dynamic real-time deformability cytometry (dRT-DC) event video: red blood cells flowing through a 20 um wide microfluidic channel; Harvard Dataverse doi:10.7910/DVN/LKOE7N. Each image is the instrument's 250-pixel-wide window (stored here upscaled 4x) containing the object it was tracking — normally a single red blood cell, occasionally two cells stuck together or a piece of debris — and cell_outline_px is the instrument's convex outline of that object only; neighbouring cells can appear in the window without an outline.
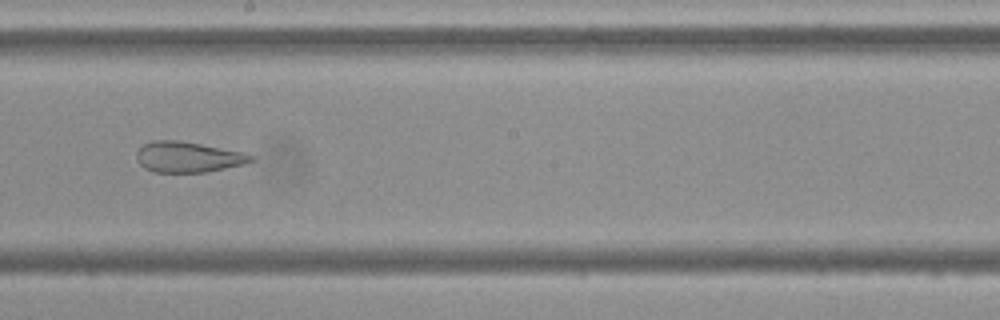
{"species": "Egyptian fruit bat (a non-hibernating species)", "species_latin": "Rousettus aegyptiacus", "temperature_condition": "cold", "stored_images_in_passage": 14, "camera_frame_rate_fps": 3000, "um_per_image_px": 0.085, "frame": {"image": 1, "passage_image": 8, "time_ms": 9.0, "image_size_px": [1000, 320], "cell_outline_px": [[256, 160], [244, 164], [204, 172], [152, 172], [144, 168], [136, 160], [136, 152], [144, 144], [152, 140], [180, 140], [240, 152], [252, 156]], "centroid_in_image_um": [15.92, 13.35], "position_along_channel_um": 232.3, "area_um2": 20.23}}
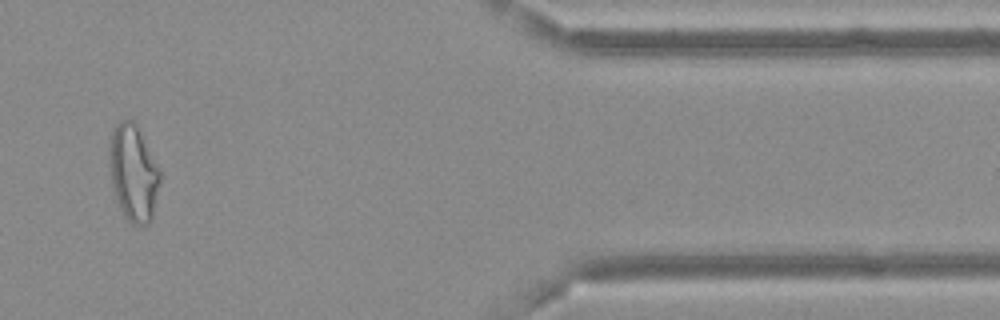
{"frame": {"image": 2, "passage_image": 12, "time_ms": 14.667, "image_size_px": [1000, 320], "cell_outline_px": [[160, 180], [152, 220], [148, 224], [132, 224], [128, 220], [120, 208], [116, 200], [112, 180], [108, 156], [112, 132], [116, 124], [120, 120], [132, 120], [136, 124], [160, 172]], "centroid_in_image_um": [11.33, 14.72], "position_along_channel_um": 400.1, "area_um2": 27.92}}